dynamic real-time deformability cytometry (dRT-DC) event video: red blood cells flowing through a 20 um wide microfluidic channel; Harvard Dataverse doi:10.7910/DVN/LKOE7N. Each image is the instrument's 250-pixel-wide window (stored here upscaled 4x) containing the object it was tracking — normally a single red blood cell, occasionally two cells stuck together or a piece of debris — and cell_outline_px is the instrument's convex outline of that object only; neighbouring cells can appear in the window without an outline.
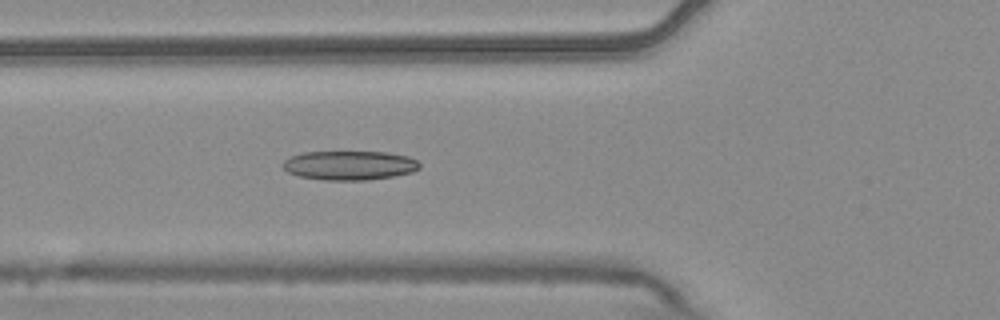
{"species": "common noctule bat (a hibernating species)", "species_latin": "Nyctalus noctula", "temperature_condition": "warm", "stored_images_in_passage": 6, "camera_frame_rate_fps": 3000, "um_per_image_px": 0.085, "animal": {"sex": "male", "body_mass_g": 20.4}, "frame": {"image": 1, "passage_image": 6, "time_ms": 1.667, "image_size_px": [1000, 320], "cell_outline_px": [[420, 168], [412, 172], [396, 176], [368, 180], [324, 180], [300, 176], [288, 172], [280, 164], [284, 160], [292, 156], [304, 152], [388, 152], [408, 156], [416, 160], [420, 164]], "centroid_in_image_um": [29.73, 14.06], "position_along_channel_um": 96.1, "area_um2": 23.35}}